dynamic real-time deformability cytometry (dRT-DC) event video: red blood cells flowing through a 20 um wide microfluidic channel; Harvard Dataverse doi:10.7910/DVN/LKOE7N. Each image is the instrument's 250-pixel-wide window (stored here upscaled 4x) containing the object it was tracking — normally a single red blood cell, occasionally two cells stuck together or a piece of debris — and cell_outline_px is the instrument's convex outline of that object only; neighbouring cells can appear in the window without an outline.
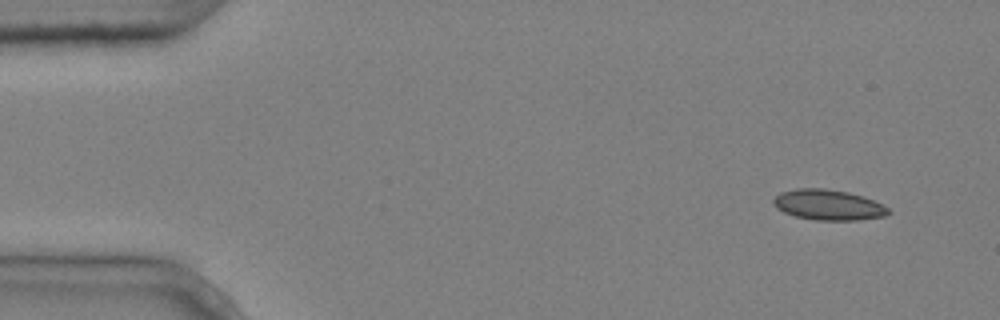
{"species": "common noctule bat (a hibernating species)", "species_latin": "Nyctalus noctula", "temperature_condition": "cold", "stored_images_in_passage": 5, "segment_of_instrument_passage": [2, 2], "camera_frame_rate_fps": 3000, "um_per_image_px": 0.085, "animal": {"sex": "male", "body_mass_g": 20.4}, "frame": {"image": 1, "passage_image": 5, "time_ms": 1.333, "image_size_px": [1000, 320], "cell_outline_px": [[892, 212], [884, 216], [856, 220], [816, 220], [796, 216], [784, 212], [776, 208], [772, 204], [772, 200], [780, 192], [796, 188], [824, 188], [848, 192], [864, 196], [888, 208]], "centroid_in_image_um": [70.37, 17.4], "position_along_channel_um": 14.6, "area_um2": 20.4}}